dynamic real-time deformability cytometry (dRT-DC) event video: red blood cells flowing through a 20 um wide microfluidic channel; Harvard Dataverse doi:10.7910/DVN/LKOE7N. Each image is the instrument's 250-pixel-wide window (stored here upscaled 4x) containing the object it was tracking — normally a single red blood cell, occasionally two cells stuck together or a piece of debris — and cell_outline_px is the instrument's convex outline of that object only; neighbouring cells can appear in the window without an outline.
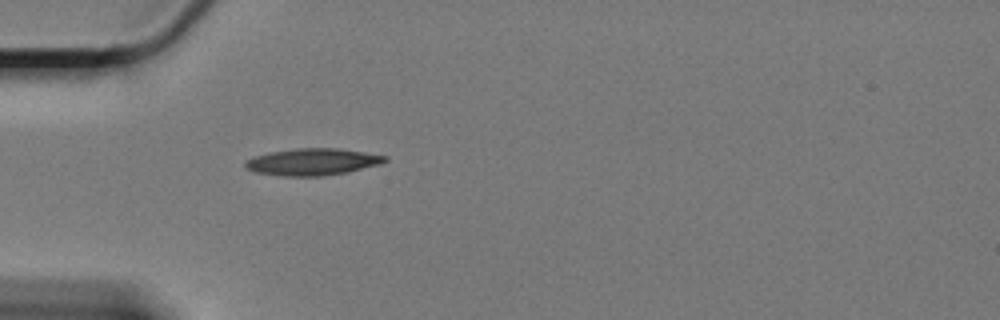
{"species": "Egyptian fruit bat (a non-hibernating species)", "species_latin": "Rousettus aegyptiacus", "temperature_condition": "cold", "stored_images_in_passage": 40, "camera_frame_rate_fps": 3000, "um_per_image_px": 0.085, "animal": {"sex": "female"}, "frame": {"image": 1, "passage_image": 1, "time_ms": 0.0, "image_size_px": [1000, 320], "cell_outline_px": [[388, 160], [380, 164], [348, 172], [324, 176], [284, 176], [256, 172], [248, 168], [244, 164], [248, 160], [256, 156], [268, 152], [296, 148], [336, 148], [388, 156]], "centroid_in_image_um": [26.6, 13.76], "position_along_channel_um": 58.4, "area_um2": 21.68}}
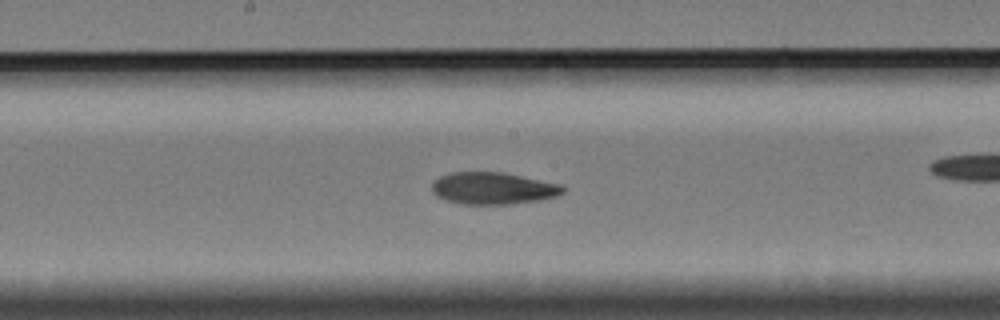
{"frame": {"image": 2, "passage_image": 11, "time_ms": 3.333, "image_size_px": [1000, 320], "cell_outline_px": [[564, 192], [556, 196], [540, 200], [512, 204], [464, 204], [444, 200], [436, 196], [432, 192], [432, 184], [440, 176], [452, 172], [500, 172], [560, 184], [564, 188]], "centroid_in_image_um": [41.88, 16.01], "position_along_channel_um": 206.3, "area_um2": 24.28}}
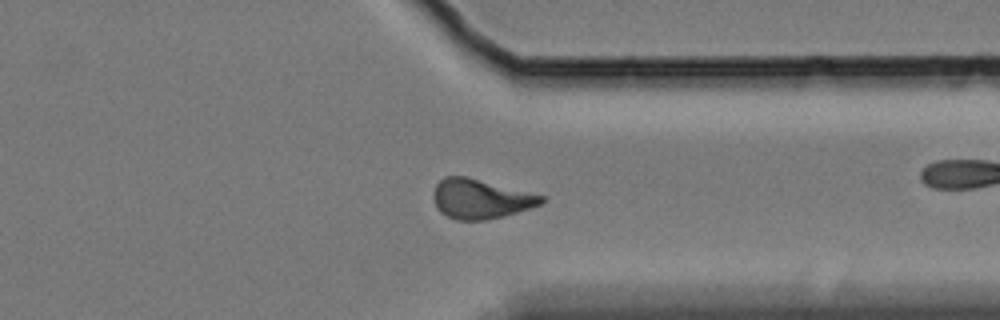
{"frame": {"image": 3, "passage_image": 26, "time_ms": 8.333, "image_size_px": [1000, 320], "cell_outline_px": [[544, 200], [540, 204], [532, 208], [504, 216], [484, 220], [456, 220], [440, 212], [436, 208], [432, 196], [436, 184], [444, 176], [464, 176], [544, 196]], "centroid_in_image_um": [40.81, 16.92], "position_along_channel_um": 370.6, "area_um2": 24.68}, "authors_computed_cell_mechanics": {"area_um2": 24.1315, "velocity_mm_per_s": 3.286, "shape_relaxation_time_tau1_ms": 4.3746, "shape_relaxation_time_tau2_ms": 3.1329, "deformation_change_tau1": 0.117, "deformation_change_tau2": 0.0807}}